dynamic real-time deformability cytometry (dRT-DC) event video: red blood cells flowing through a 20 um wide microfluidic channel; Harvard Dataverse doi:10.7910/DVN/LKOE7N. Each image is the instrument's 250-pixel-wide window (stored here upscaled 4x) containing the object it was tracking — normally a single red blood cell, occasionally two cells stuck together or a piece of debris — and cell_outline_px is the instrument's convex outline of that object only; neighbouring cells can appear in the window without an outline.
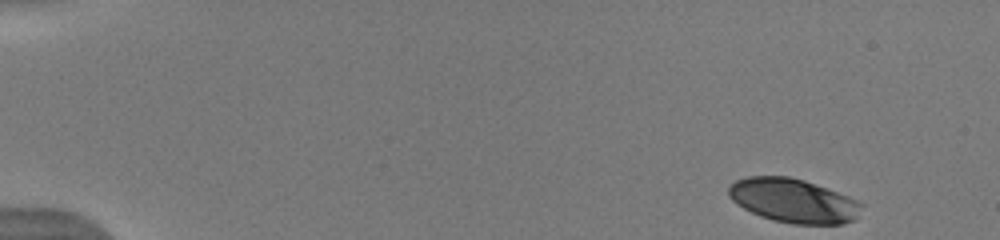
{"species": "human", "species_latin": "Homo sapiens", "temperature_condition": "warm", "stored_images_in_passage": 49, "camera_frame_rate_fps": 3000, "um_per_image_px": 0.085, "donor": {"sex": "male"}, "frame": {"image": 1, "passage_image": 1, "time_ms": 0.0, "image_size_px": [1000, 240], "cell_outline_px": [[864, 204], [856, 220], [844, 224], [792, 224], [772, 220], [760, 216], [736, 204], [728, 196], [728, 188], [736, 180], [748, 176], [788, 176], [804, 180], [848, 196]], "centroid_in_image_um": [67.45, 17.07], "position_along_channel_um": 17.6, "area_um2": 34.22}}
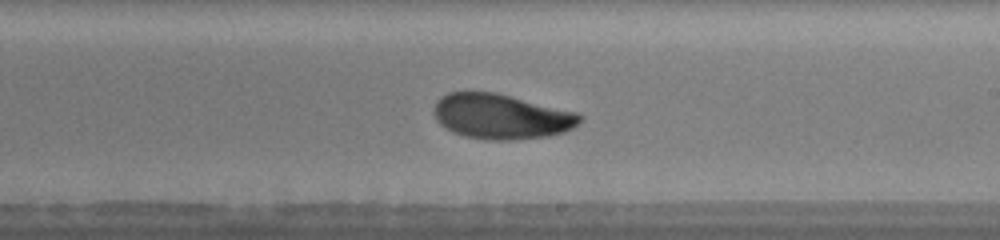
{"frame": {"image": 2, "passage_image": 29, "time_ms": 9.333, "image_size_px": [1000, 240], "cell_outline_px": [[584, 116], [572, 128], [564, 132], [548, 136], [512, 140], [488, 140], [464, 136], [452, 132], [440, 124], [436, 120], [432, 112], [436, 100], [440, 96], [448, 92], [496, 92], [580, 112]], "centroid_in_image_um": [42.6, 9.89], "position_along_channel_um": 246.4, "area_um2": 38.84}}
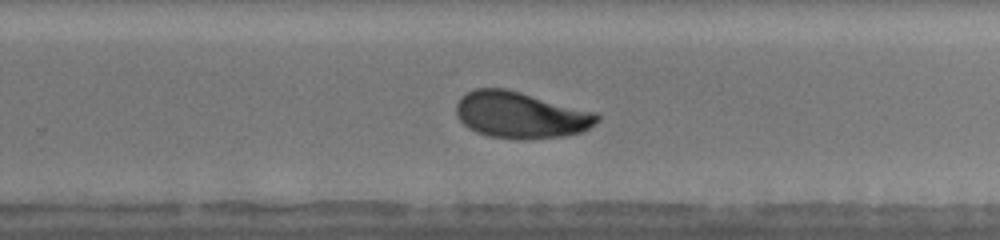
{"frame": {"image": 3, "passage_image": 32, "time_ms": 10.333, "image_size_px": [1000, 240], "cell_outline_px": [[600, 120], [588, 128], [580, 132], [564, 136], [524, 140], [488, 136], [476, 132], [468, 128], [460, 120], [456, 112], [456, 104], [460, 96], [476, 88], [504, 88], [520, 92], [596, 112], [600, 116]], "centroid_in_image_um": [44.24, 9.78], "position_along_channel_um": 285.6, "area_um2": 38.15}, "authors_computed_cell_mechanics": {"area_um2": 37.281, "velocity_mm_per_s": 3.9389, "shape_relaxation_time_tau1_ms": 3.8755, "shape_relaxation_time_tau2_ms": 2.3447, "deformation_change_tau1": 0.1378, "deformation_change_tau2": 0.0704}}